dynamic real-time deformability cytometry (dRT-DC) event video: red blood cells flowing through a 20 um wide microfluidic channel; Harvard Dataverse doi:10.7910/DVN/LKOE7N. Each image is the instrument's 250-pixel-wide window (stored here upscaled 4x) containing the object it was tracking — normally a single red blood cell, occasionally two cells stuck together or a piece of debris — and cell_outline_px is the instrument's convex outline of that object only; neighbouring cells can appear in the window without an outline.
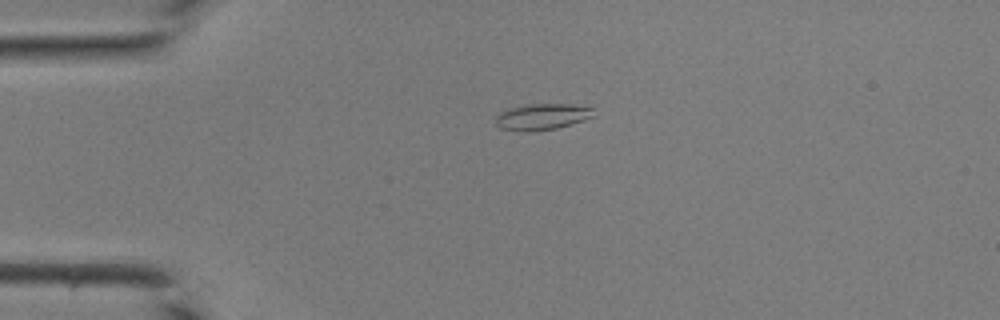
{"species": "common noctule bat (a hibernating species)", "species_latin": "Nyctalus noctula", "temperature_condition": "room temperature", "stored_images_in_passage": 34, "camera_frame_rate_fps": 3000, "um_per_image_px": 0.085, "animal": {"sex": "male", "body_mass_g": 19.0, "forearm_length_mm": 50.8}, "frame": {"image": 1, "passage_image": 2, "time_ms": 0.333, "image_size_px": [1000, 320], "cell_outline_px": [[596, 116], [556, 128], [500, 128], [496, 124], [496, 116], [500, 112], [508, 108], [532, 104], [568, 104], [592, 108]], "centroid_in_image_um": [46.13, 9.86], "position_along_channel_um": 38.9, "area_um2": 13.99}}
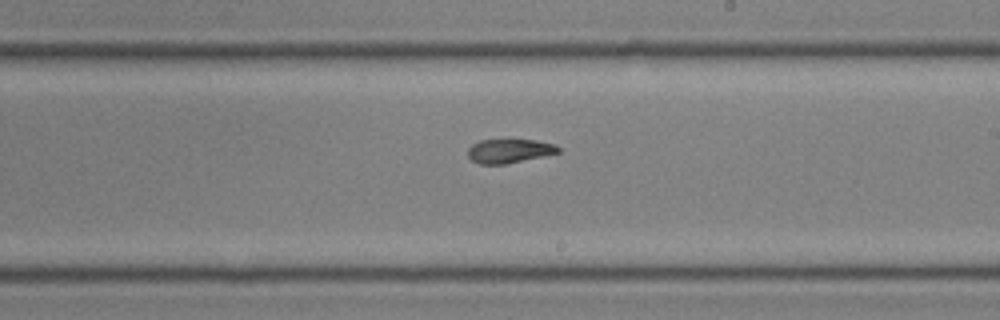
{"frame": {"image": 2, "passage_image": 17, "time_ms": 5.333, "image_size_px": [1000, 320], "cell_outline_px": [[560, 152], [504, 164], [480, 164], [472, 160], [468, 156], [468, 148], [472, 144], [480, 140], [536, 140], [556, 144], [560, 148]], "centroid_in_image_um": [43.28, 12.82], "position_along_channel_um": 245.7, "area_um2": 12.48}}
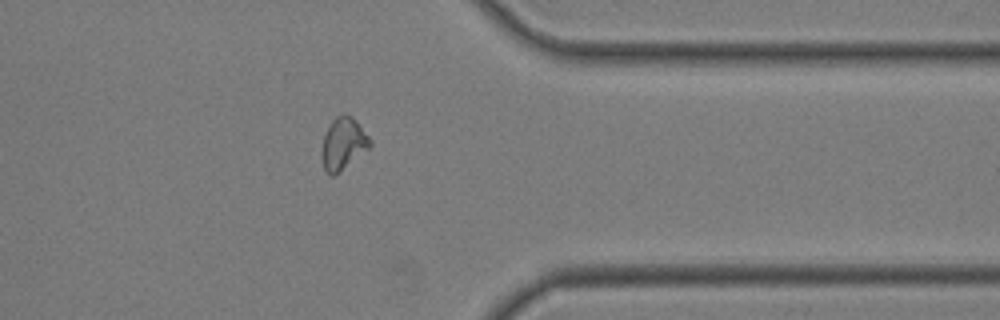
{"frame": {"image": 3, "passage_image": 26, "time_ms": 8.333, "image_size_px": [1000, 320], "cell_outline_px": [[372, 144], [368, 148], [332, 176], [324, 168], [320, 156], [320, 152], [324, 136], [332, 120], [336, 116], [344, 112], [352, 116], [356, 120], [372, 140]], "centroid_in_image_um": [29.16, 12.15], "position_along_channel_um": 382.2, "area_um2": 14.39}}